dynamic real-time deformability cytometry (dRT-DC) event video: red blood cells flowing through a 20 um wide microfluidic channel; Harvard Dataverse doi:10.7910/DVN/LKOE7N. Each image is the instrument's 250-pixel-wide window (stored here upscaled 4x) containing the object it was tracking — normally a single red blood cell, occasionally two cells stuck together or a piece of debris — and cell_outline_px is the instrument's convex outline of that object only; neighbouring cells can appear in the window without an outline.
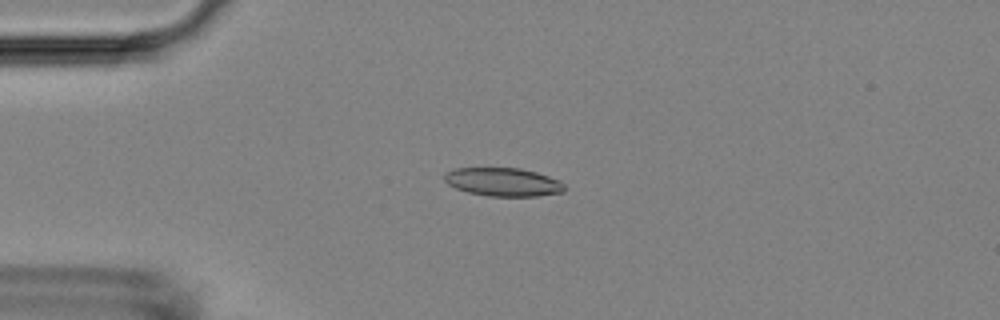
{"species": "Egyptian fruit bat (a non-hibernating species)", "species_latin": "Rousettus aegyptiacus", "temperature_condition": "room temperature", "stored_images_in_passage": 53, "camera_frame_rate_fps": 3000, "um_per_image_px": 0.085, "animal": {"sex": "female"}, "frame": {"image": 1, "passage_image": 12, "time_ms": 3.667, "image_size_px": [1000, 320], "cell_outline_px": [[564, 192], [536, 196], [488, 196], [468, 192], [456, 188], [448, 184], [444, 180], [444, 172], [456, 168], [520, 168], [536, 172], [560, 180], [564, 184]], "centroid_in_image_um": [42.76, 15.47], "position_along_channel_um": 42.2, "area_um2": 19.88}}
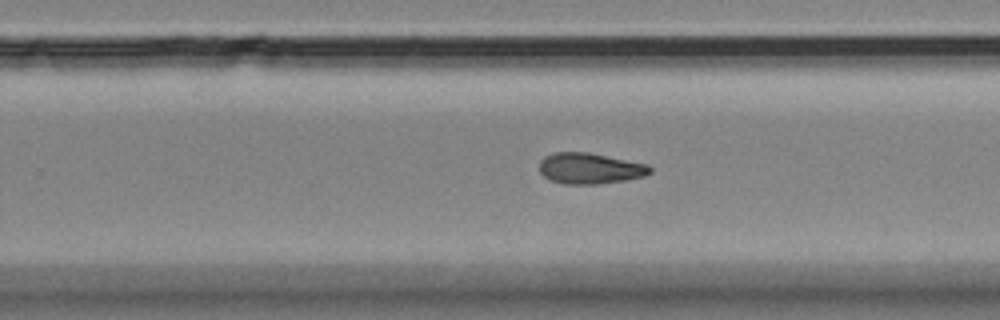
{"frame": {"image": 2, "passage_image": 33, "time_ms": 10.667, "image_size_px": [1000, 320], "cell_outline_px": [[652, 172], [644, 176], [624, 180], [596, 184], [564, 184], [552, 180], [544, 176], [540, 172], [540, 160], [544, 156], [552, 152], [588, 152], [648, 164], [652, 168]], "centroid_in_image_um": [50.14, 14.3], "position_along_channel_um": 279.7, "area_um2": 19.94}}
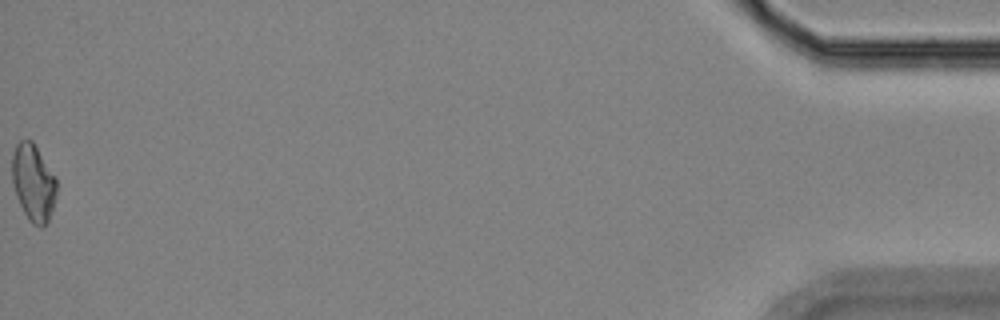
{"frame": {"image": 3, "passage_image": 53, "time_ms": 17.333, "image_size_px": [1000, 320], "cell_outline_px": [[56, 192], [52, 208], [48, 220], [40, 228], [32, 224], [28, 220], [16, 196], [12, 180], [12, 156], [16, 144], [20, 140], [32, 140], [56, 176]], "centroid_in_image_um": [2.82, 15.51], "position_along_channel_um": 432.4, "area_um2": 19.88}, "authors_computed_cell_mechanics": {"area_um2": 19.8254, "velocity_mm_per_s": 3.7147, "shape_relaxation_time_tau1_ms": null, "shape_relaxation_time_tau2_ms": 7.1863, "deformation_change_tau1": null, "deformation_change_tau2": 0.1579}}